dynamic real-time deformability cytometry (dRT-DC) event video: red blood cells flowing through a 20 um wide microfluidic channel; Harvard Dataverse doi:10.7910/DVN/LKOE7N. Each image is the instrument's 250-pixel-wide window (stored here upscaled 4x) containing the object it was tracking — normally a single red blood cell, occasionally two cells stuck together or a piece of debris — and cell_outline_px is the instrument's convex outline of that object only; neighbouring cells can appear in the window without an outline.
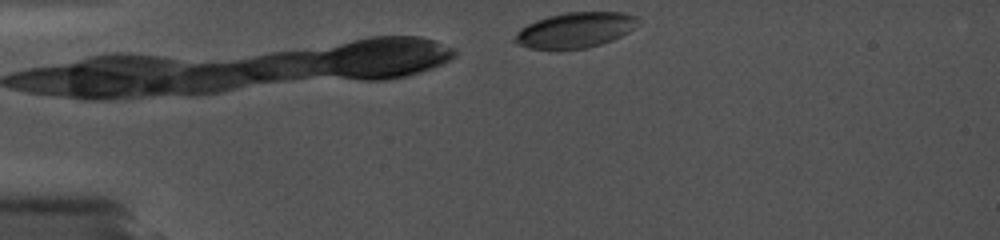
{"species": "common noctule bat (a hibernating species)", "species_latin": "Nyctalus noctula", "temperature_condition": "cold", "stored_images_in_passage": 18, "camera_frame_rate_fps": 5000, "um_per_image_px": 0.085, "animal": {"sex": "female", "body_mass_g": 19.0, "forearm_length_mm": 56.7}, "frame": {"image": 1, "passage_image": 1, "time_ms": 0.0, "image_size_px": [1000, 240], "cell_outline_px": [[640, 20], [628, 32], [612, 40], [600, 44], [584, 48], [528, 48], [516, 44], [512, 40], [516, 32], [520, 28], [536, 20], [548, 16], [564, 12], [624, 12], [640, 16]], "centroid_in_image_um": [48.88, 2.53], "position_along_channel_um": 36.1, "area_um2": 25.32}}